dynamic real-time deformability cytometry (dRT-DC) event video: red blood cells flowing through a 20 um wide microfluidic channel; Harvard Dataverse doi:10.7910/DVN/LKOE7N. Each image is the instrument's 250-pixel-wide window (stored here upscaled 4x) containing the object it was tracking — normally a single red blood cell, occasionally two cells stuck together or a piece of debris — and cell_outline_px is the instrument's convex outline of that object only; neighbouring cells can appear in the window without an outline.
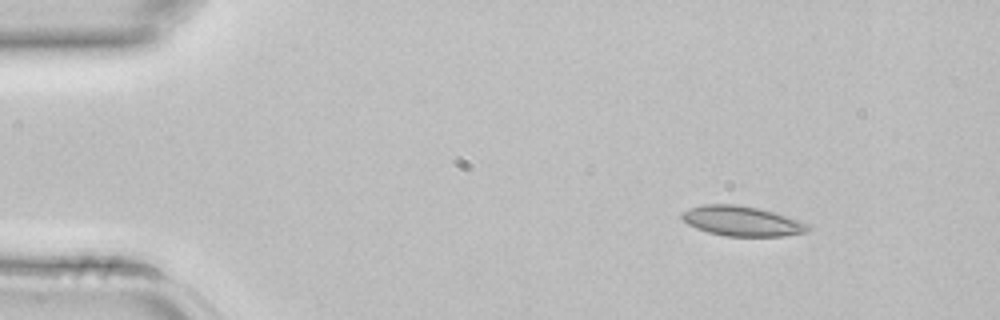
{"species": "common noctule bat (a hibernating species)", "species_latin": "Nyctalus noctula", "temperature_condition": "room temperature", "stored_images_in_passage": 4, "camera_frame_rate_fps": 3000, "um_per_image_px": 0.085, "animal": {"sex": "female", "body_mass_g": 22.7, "forearm_length_mm": 54.2}, "frame": {"image": 1, "passage_image": 2, "time_ms": 0.333, "image_size_px": [1000, 320], "cell_outline_px": [[812, 228], [808, 232], [784, 236], [724, 236], [708, 232], [696, 228], [688, 224], [680, 216], [680, 212], [688, 208], [700, 204], [736, 204], [756, 208], [772, 212], [808, 224]], "centroid_in_image_um": [63.01, 18.79], "position_along_channel_um": 22.0, "area_um2": 21.96}}
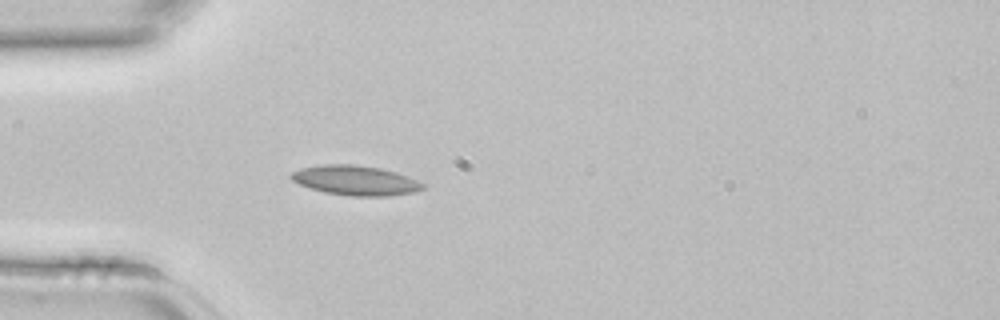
{"frame": {"image": 2, "passage_image": 4, "time_ms": 1.0, "image_size_px": [1000, 320], "cell_outline_px": [[424, 188], [412, 192], [388, 196], [352, 196], [324, 192], [300, 184], [292, 180], [288, 176], [292, 172], [300, 168], [320, 164], [356, 164], [380, 168], [396, 172], [408, 176], [424, 184]], "centroid_in_image_um": [30.19, 15.32], "position_along_channel_um": 54.8, "area_um2": 22.77}}